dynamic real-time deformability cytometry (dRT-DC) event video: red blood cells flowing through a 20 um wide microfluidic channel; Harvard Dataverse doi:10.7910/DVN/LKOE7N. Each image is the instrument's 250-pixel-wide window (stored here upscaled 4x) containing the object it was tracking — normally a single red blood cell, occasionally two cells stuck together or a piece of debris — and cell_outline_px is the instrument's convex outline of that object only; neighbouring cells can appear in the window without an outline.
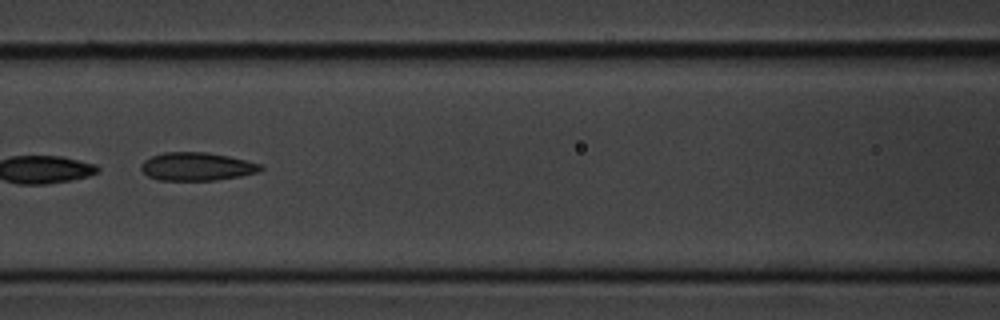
{"species": "common noctule bat (a hibernating species)", "species_latin": "Nyctalus noctula", "temperature_condition": "cold", "stored_images_in_passage": 9, "camera_frame_rate_fps": 3000, "um_per_image_px": 0.085, "animal": {"sex": "male", "body_mass_g": 20.1, "forearm_length_mm": 53.5}, "frame": {"image": 1, "passage_image": 6, "time_ms": 5.667, "image_size_px": [1000, 320], "cell_outline_px": [[264, 168], [260, 172], [240, 176], [216, 180], [156, 180], [148, 176], [140, 168], [140, 164], [144, 160], [152, 156], [164, 152], [208, 152], [228, 156], [260, 164]], "centroid_in_image_um": [16.71, 14.16], "position_along_channel_um": 149.9, "area_um2": 19.65}}
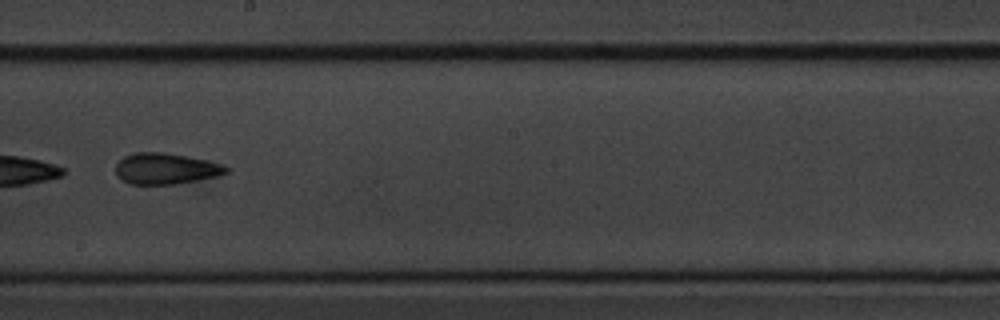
{"frame": {"image": 2, "passage_image": 8, "time_ms": 8.0, "image_size_px": [1000, 320], "cell_outline_px": [[232, 168], [228, 172], [220, 176], [176, 184], [128, 184], [116, 176], [116, 164], [124, 156], [136, 152], [164, 152], [224, 164]], "centroid_in_image_um": [14.11, 14.34], "position_along_channel_um": 234.1, "area_um2": 20.17}}